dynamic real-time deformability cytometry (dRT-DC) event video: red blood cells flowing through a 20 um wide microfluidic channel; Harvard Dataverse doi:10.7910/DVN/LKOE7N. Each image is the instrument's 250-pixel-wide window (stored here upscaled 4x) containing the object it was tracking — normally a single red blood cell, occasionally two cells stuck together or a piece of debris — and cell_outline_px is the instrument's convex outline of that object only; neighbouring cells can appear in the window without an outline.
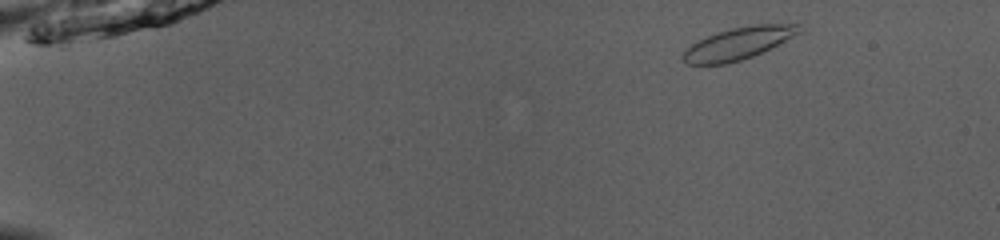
{"species": "common noctule bat (a hibernating species)", "species_latin": "Nyctalus noctula", "temperature_condition": "room temperature", "stored_images_in_passage": 47, "camera_frame_rate_fps": 3000, "um_per_image_px": 0.085, "animal": {"sex": "male", "body_mass_g": 13.0, "forearm_length_mm": 53.1}, "frame": {"image": 1, "passage_image": 2, "time_ms": 0.333, "image_size_px": [1000, 240], "cell_outline_px": [[804, 32], [752, 56], [740, 60], [724, 64], [684, 64], [680, 56], [692, 44], [716, 32], [732, 28], [756, 24], [800, 24], [804, 28]], "centroid_in_image_um": [62.8, 3.68], "position_along_channel_um": 22.2, "area_um2": 21.68}}
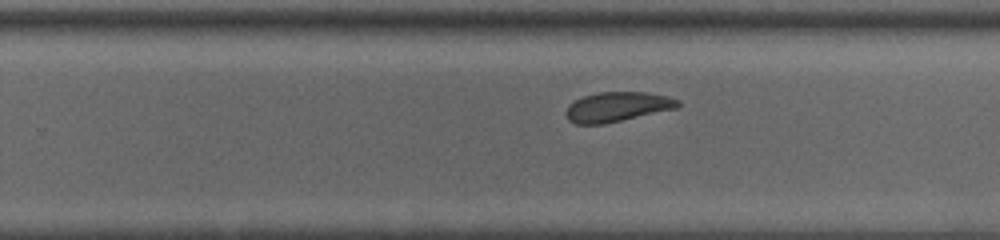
{"frame": {"image": 2, "passage_image": 30, "time_ms": 9.667, "image_size_px": [1000, 240], "cell_outline_px": [[680, 104], [676, 108], [604, 124], [576, 124], [568, 120], [564, 112], [568, 104], [584, 96], [600, 92], [644, 92], [668, 96], [680, 100]], "centroid_in_image_um": [52.44, 9.08], "position_along_channel_um": 277.4, "area_um2": 19.31}}
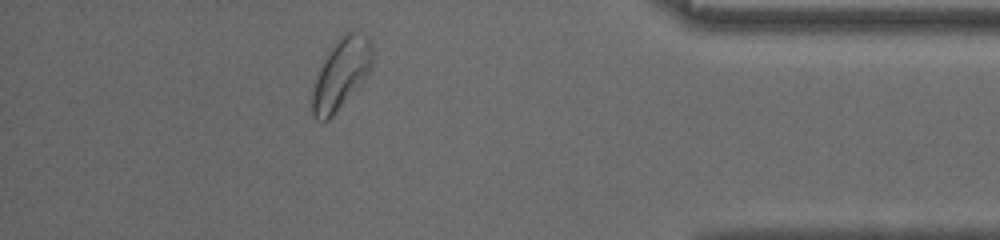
{"frame": {"image": 3, "passage_image": 42, "time_ms": 13.667, "image_size_px": [1000, 240], "cell_outline_px": [[372, 68], [364, 80], [332, 116], [328, 120], [316, 120], [312, 116], [312, 92], [316, 76], [328, 48], [340, 36], [348, 32], [356, 32], [368, 36], [372, 40]], "centroid_in_image_um": [28.99, 6.24], "position_along_channel_um": 406.2, "area_um2": 24.85}, "authors_computed_cell_mechanics": {"area_um2": 21.2704, "velocity_mm_per_s": 3.9266, "shape_relaxation_time_tau1_ms": 2.438, "shape_relaxation_time_tau2_ms": 1.1005, "deformation_change_tau1": 0.0984, "deformation_change_tau2": 0.0686}}